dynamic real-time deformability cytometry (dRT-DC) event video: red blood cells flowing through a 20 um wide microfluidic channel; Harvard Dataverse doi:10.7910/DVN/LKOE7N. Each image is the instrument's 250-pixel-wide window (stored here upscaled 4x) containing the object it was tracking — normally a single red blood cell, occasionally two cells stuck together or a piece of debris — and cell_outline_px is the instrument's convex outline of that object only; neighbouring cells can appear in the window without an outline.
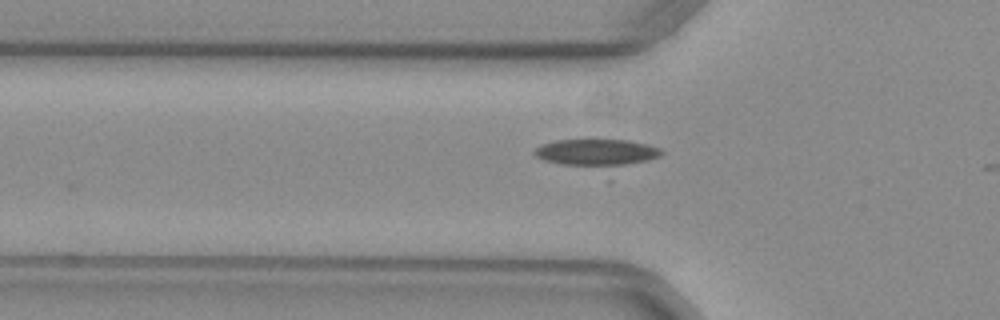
{"species": "common noctule bat (a hibernating species)", "species_latin": "Nyctalus noctula", "temperature_condition": "warm", "stored_images_in_passage": 5, "camera_frame_rate_fps": 3000, "um_per_image_px": 0.085, "animal": {"sex": "female", "body_mass_g": 29.2, "forearm_length_mm": 56.3}, "frame": {"image": 1, "passage_image": 3, "time_ms": 0.667, "image_size_px": [1000, 320], "cell_outline_px": [[664, 152], [660, 156], [608, 180], [544, 160], [536, 156], [532, 152], [540, 144], [556, 140], [628, 140], [648, 144], [660, 148]], "centroid_in_image_um": [50.84, 13.23], "position_along_channel_um": 75.0, "area_um2": 24.45}}